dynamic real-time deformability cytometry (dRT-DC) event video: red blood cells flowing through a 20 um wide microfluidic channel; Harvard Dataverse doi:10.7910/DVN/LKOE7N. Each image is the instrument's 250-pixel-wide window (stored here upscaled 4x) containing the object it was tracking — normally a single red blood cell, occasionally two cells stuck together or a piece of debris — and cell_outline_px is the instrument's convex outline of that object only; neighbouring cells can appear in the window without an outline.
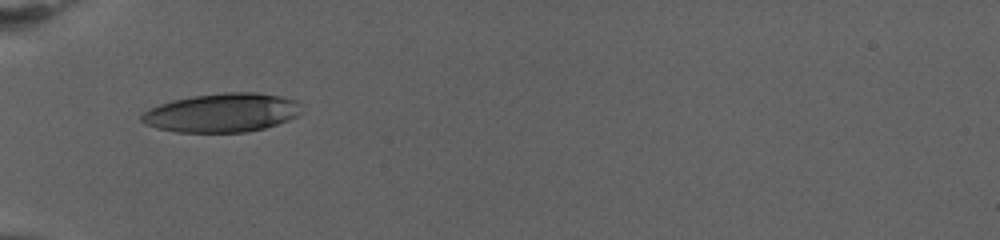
{"species": "human", "species_latin": "Homo sapiens", "temperature_condition": "warm", "stored_images_in_passage": 48, "camera_frame_rate_fps": 3000, "um_per_image_px": 0.085, "donor": {"sex": "female"}, "frame": {"image": 1, "passage_image": 1, "time_ms": 0.0, "image_size_px": [1000, 240], "cell_outline_px": [[300, 112], [296, 116], [288, 120], [264, 128], [244, 132], [176, 132], [156, 128], [144, 124], [140, 120], [140, 116], [144, 112], [160, 104], [192, 96], [224, 92], [256, 92], [280, 96], [296, 100]], "centroid_in_image_um": [18.84, 9.58], "position_along_channel_um": 66.2, "area_um2": 35.89}}
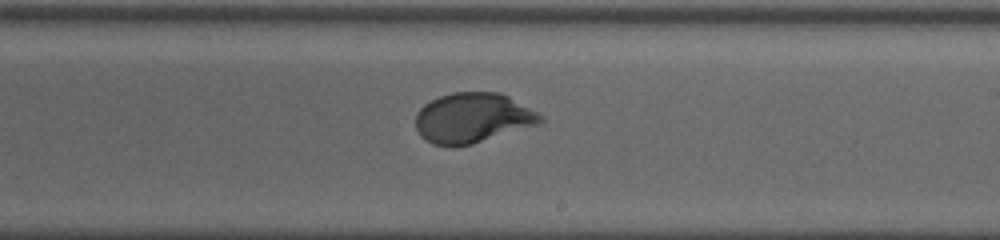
{"frame": {"image": 2, "passage_image": 21, "time_ms": 6.667, "image_size_px": [1000, 240], "cell_outline_px": [[544, 120], [540, 124], [472, 144], [456, 148], [432, 144], [420, 136], [416, 128], [416, 112], [424, 104], [440, 96], [452, 92], [500, 92], [508, 96], [544, 116]], "centroid_in_image_um": [40.16, 10.04], "position_along_channel_um": 248.8, "area_um2": 36.65}}
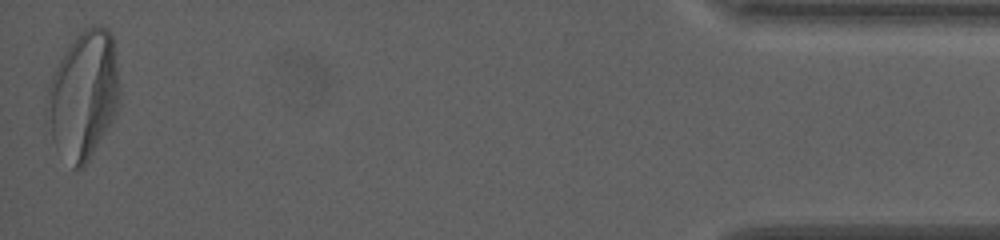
{"frame": {"image": 3, "passage_image": 48, "time_ms": 15.667, "image_size_px": [1000, 240], "cell_outline_px": [[120, 104], [112, 120], [84, 168], [72, 168], [44, 132], [44, 120], [48, 88], [52, 76], [60, 60], [72, 40], [84, 28], [100, 24], [108, 28], [112, 36], [120, 92]], "centroid_in_image_um": [7.04, 8.13], "position_along_channel_um": 428.2, "area_um2": 54.79}, "authors_computed_cell_mechanics": {"area_um2": 36.2117, "velocity_mm_per_s": 2.833, "shape_relaxation_time_tau1_ms": 4.7984, "shape_relaxation_time_tau2_ms": null, "deformation_change_tau1": 0.2295, "deformation_change_tau2": null}}